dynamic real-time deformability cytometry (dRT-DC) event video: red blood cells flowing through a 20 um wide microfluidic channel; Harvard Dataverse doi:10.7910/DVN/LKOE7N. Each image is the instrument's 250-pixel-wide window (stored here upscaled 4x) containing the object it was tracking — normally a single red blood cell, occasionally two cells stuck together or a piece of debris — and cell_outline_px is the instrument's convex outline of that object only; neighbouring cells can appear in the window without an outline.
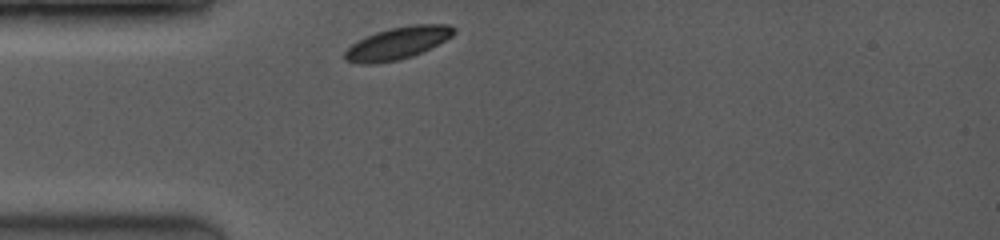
{"species": "common noctule bat (a hibernating species)", "species_latin": "Nyctalus noctula", "temperature_condition": "room temperature", "stored_images_in_passage": 8, "camera_frame_rate_fps": 3500, "um_per_image_px": 0.085, "animal": {"sex": "female", "body_mass_g": 19.0, "forearm_length_mm": 53.3}, "frame": {"image": 1, "passage_image": 1, "time_ms": 0.0, "image_size_px": [1000, 240], "cell_outline_px": [[456, 32], [452, 36], [412, 56], [396, 60], [376, 64], [360, 64], [344, 60], [344, 52], [352, 44], [364, 36], [376, 32], [392, 28], [412, 24], [448, 24], [456, 28]], "centroid_in_image_um": [33.76, 3.66], "position_along_channel_um": 51.2, "area_um2": 20.35}}
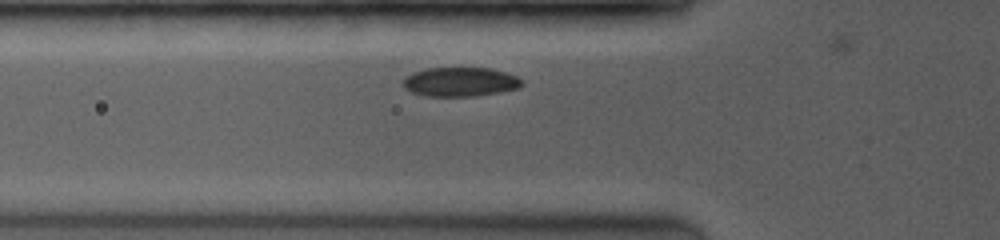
{"frame": {"image": 2, "passage_image": 6, "time_ms": 1.143, "image_size_px": [1000, 240], "cell_outline_px": [[524, 84], [520, 88], [476, 96], [428, 96], [412, 92], [404, 88], [404, 76], [412, 72], [428, 68], [492, 68], [516, 76], [524, 80]], "centroid_in_image_um": [39.14, 6.95], "position_along_channel_um": 86.7, "area_um2": 20.29}}